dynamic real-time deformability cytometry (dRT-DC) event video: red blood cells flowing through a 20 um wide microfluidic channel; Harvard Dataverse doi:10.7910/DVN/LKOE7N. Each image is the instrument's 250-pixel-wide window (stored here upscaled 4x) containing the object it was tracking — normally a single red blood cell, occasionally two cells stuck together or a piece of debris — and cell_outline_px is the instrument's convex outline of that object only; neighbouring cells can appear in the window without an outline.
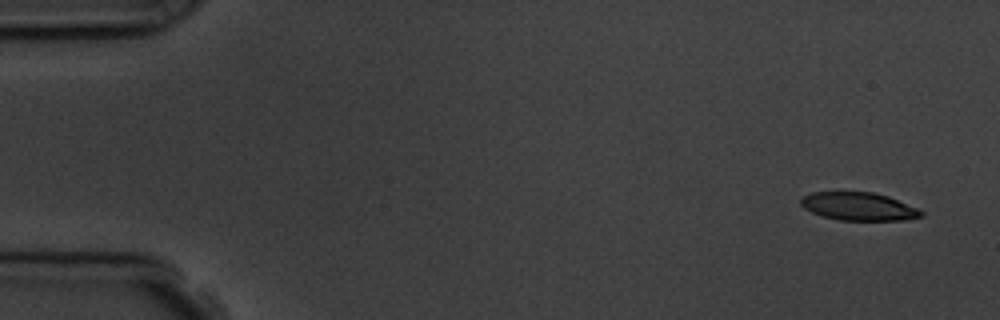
{"species": "common noctule bat (a hibernating species)", "species_latin": "Nyctalus noctula", "temperature_condition": "room temperature", "stored_images_in_passage": 4, "camera_frame_rate_fps": 3000, "um_per_image_px": 0.085, "animal": {"sex": "male", "body_mass_g": 19.5, "forearm_length_mm": 54.6}, "frame": {"image": 1, "passage_image": 1, "time_ms": 0.0, "image_size_px": [1000, 320], "cell_outline_px": [[924, 216], [908, 220], [840, 220], [824, 216], [812, 212], [804, 208], [800, 204], [800, 200], [804, 196], [812, 192], [872, 192], [888, 196], [916, 208], [924, 212]], "centroid_in_image_um": [73.0, 17.55], "position_along_channel_um": 12.0, "area_um2": 19.54}}
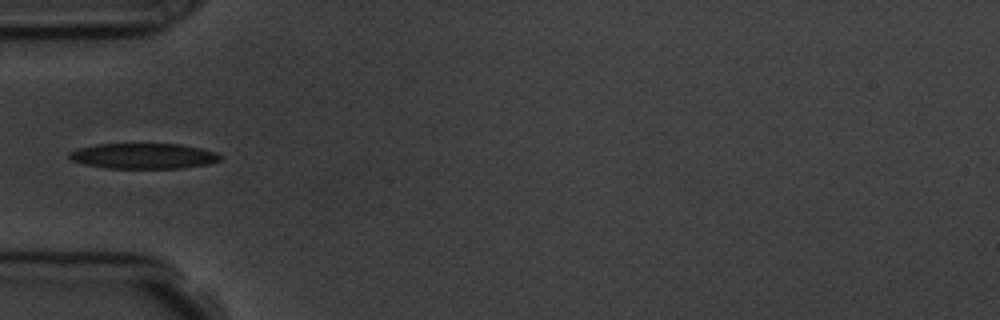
{"frame": {"image": 2, "passage_image": 4, "time_ms": 5.0, "image_size_px": [1000, 320], "cell_outline_px": [[220, 160], [208, 164], [180, 168], [104, 168], [84, 164], [72, 160], [68, 156], [68, 152], [80, 148], [96, 144], [180, 144], [200, 148], [216, 152], [220, 156]], "centroid_in_image_um": [12.17, 13.26], "position_along_channel_um": 72.8, "area_um2": 22.31}}